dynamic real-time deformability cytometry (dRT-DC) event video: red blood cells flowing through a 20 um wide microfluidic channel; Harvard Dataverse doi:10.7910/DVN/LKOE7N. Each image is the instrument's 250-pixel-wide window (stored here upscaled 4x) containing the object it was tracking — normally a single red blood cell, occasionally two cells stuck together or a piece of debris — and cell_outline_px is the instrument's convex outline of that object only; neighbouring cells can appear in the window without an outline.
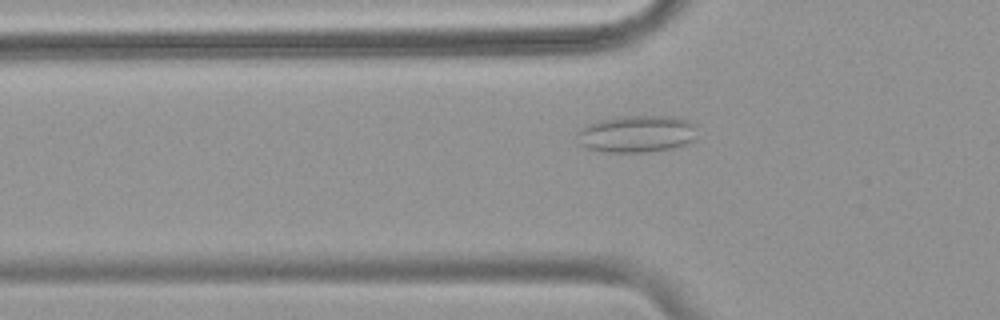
{"species": "common noctule bat (a hibernating species)", "species_latin": "Nyctalus noctula", "temperature_condition": "warm", "stored_images_in_passage": 55, "camera_frame_rate_fps": 3000, "um_per_image_px": 0.085, "animal": {"sex": "female", "body_mass_g": 18.4}, "frame": {"image": 1, "passage_image": 19, "time_ms": 6.0, "image_size_px": [1000, 320], "cell_outline_px": [[696, 140], [688, 144], [672, 148], [648, 152], [604, 152], [588, 148], [576, 144], [576, 132], [580, 128], [588, 124], [600, 120], [616, 116], [672, 116], [688, 120], [696, 124]], "centroid_in_image_um": [54.12, 11.38], "position_along_channel_um": 71.7, "area_um2": 26.53}}
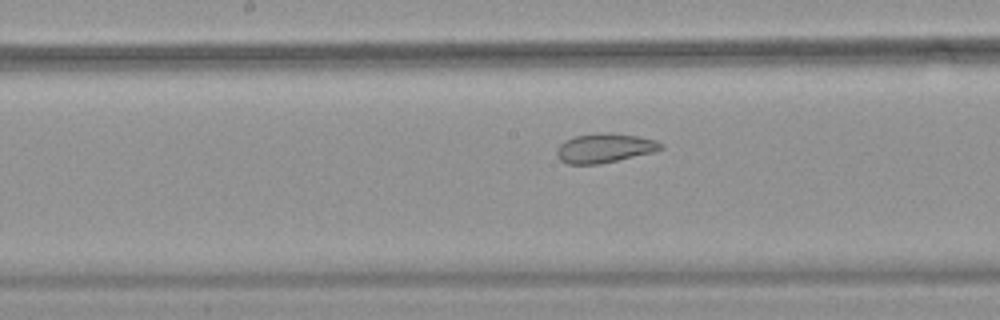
{"frame": {"image": 2, "passage_image": 29, "time_ms": 9.333, "image_size_px": [1000, 320], "cell_outline_px": [[664, 148], [656, 152], [600, 164], [568, 164], [560, 160], [556, 156], [556, 148], [564, 140], [576, 136], [596, 132], [612, 132], [636, 136], [656, 140], [664, 144]], "centroid_in_image_um": [51.4, 12.58], "position_along_channel_um": 196.8, "area_um2": 18.15}}
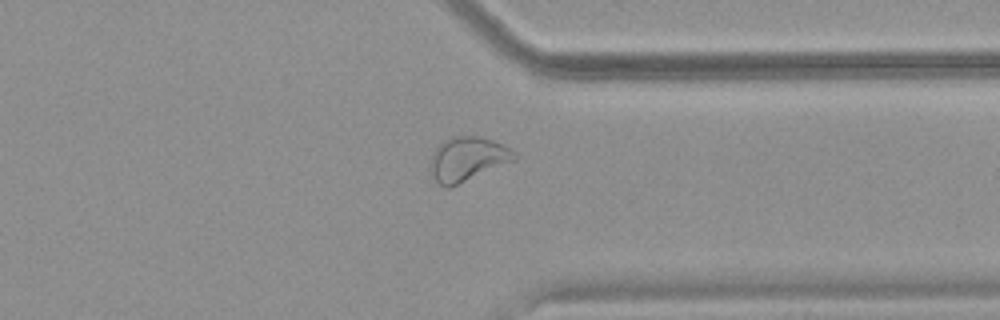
{"frame": {"image": 3, "passage_image": 43, "time_ms": 14.0, "image_size_px": [1000, 320], "cell_outline_px": [[516, 160], [448, 188], [440, 184], [436, 180], [428, 164], [432, 152], [444, 140], [452, 136], [476, 136], [492, 140], [516, 152]], "centroid_in_image_um": [39.71, 13.51], "position_along_channel_um": 371.7, "area_um2": 21.39}, "authors_computed_cell_mechanics": {"area_um2": 25.3164, "velocity_mm_per_s": 3.7639, "shape_relaxation_time_tau1_ms": null, "shape_relaxation_time_tau2_ms": 1.5489, "deformation_change_tau1": null, "deformation_change_tau2": 0.0802}}